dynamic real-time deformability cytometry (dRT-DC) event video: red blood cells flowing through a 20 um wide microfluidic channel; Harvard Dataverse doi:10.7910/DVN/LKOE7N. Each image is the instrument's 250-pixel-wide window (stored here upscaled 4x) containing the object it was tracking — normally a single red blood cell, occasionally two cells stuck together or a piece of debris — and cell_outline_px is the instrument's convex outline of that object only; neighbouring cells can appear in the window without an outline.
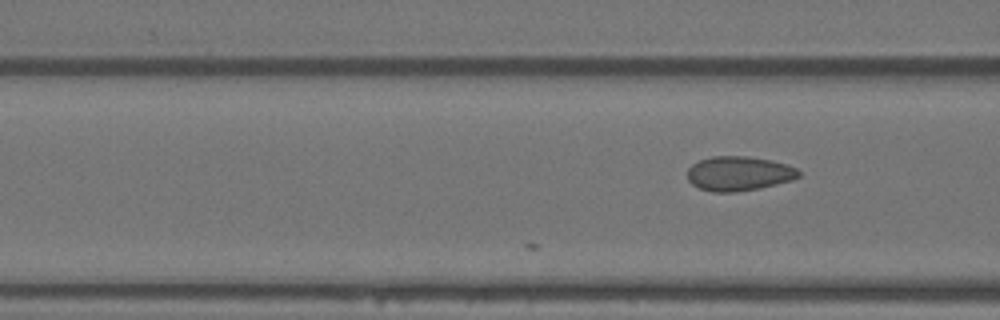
{"species": "Egyptian fruit bat (a non-hibernating species)", "species_latin": "Rousettus aegyptiacus", "temperature_condition": "warm", "stored_images_in_passage": 5, "camera_frame_rate_fps": 3000, "um_per_image_px": 0.085, "animal": {"sex": "female"}, "frame": {"image": 1, "passage_image": 5, "time_ms": 1.333, "image_size_px": [1000, 320], "cell_outline_px": [[800, 176], [792, 180], [760, 188], [736, 192], [712, 192], [700, 188], [692, 184], [688, 180], [688, 168], [692, 164], [700, 160], [712, 156], [748, 156], [772, 160], [796, 168], [800, 172]], "centroid_in_image_um": [62.79, 14.75], "position_along_channel_um": 103.8, "area_um2": 22.37}}